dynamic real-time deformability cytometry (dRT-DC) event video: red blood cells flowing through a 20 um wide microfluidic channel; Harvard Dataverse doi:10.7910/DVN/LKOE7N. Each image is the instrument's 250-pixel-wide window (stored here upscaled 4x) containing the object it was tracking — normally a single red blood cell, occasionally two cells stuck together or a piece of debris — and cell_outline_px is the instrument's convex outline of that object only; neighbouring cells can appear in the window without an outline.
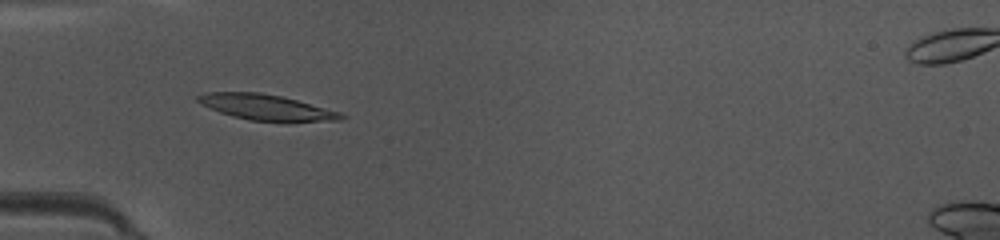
{"species": "common noctule bat (a hibernating species)", "species_latin": "Nyctalus noctula", "temperature_condition": "warm", "stored_images_in_passage": 34, "camera_frame_rate_fps": 3000, "um_per_image_px": 0.085, "animal": {"sex": "female", "body_mass_g": 10.0, "forearm_length_mm": 53.1}, "frame": {"image": 1, "passage_image": 1, "time_ms": 0.0, "image_size_px": [1000, 240], "cell_outline_px": [[348, 116], [340, 120], [284, 124], [248, 120], [232, 116], [220, 112], [200, 104], [196, 100], [196, 96], [204, 92], [260, 92], [280, 96], [296, 100], [340, 112]], "centroid_in_image_um": [22.67, 9.16], "position_along_channel_um": 62.3, "area_um2": 22.14}}
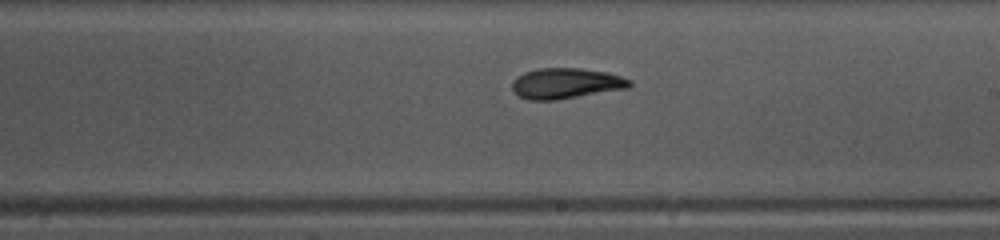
{"frame": {"image": 2, "passage_image": 14, "time_ms": 4.333, "image_size_px": [1000, 240], "cell_outline_px": [[632, 84], [628, 88], [556, 100], [528, 100], [520, 96], [512, 88], [512, 80], [516, 76], [524, 72], [536, 68], [580, 68], [608, 72], [632, 80]], "centroid_in_image_um": [48.1, 7.08], "position_along_channel_um": 240.9, "area_um2": 21.04}}
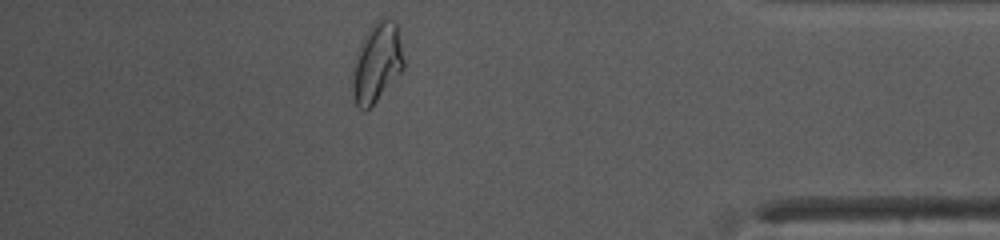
{"frame": {"image": 3, "passage_image": 28, "time_ms": 9.0, "image_size_px": [1000, 240], "cell_outline_px": [[404, 68], [376, 100], [364, 112], [356, 104], [352, 96], [352, 68], [356, 52], [368, 28], [380, 16], [396, 20], [400, 24], [404, 60]], "centroid_in_image_um": [32.05, 5.23], "position_along_channel_um": 403.1, "area_um2": 24.28}, "authors_computed_cell_mechanics": {"area_um2": 21.4149, "velocity_mm_per_s": 4.1644, "shape_relaxation_time_tau1_ms": 5.5863, "shape_relaxation_time_tau2_ms": 1.716, "deformation_change_tau1": 0.1736, "deformation_change_tau2": 0.0727}}